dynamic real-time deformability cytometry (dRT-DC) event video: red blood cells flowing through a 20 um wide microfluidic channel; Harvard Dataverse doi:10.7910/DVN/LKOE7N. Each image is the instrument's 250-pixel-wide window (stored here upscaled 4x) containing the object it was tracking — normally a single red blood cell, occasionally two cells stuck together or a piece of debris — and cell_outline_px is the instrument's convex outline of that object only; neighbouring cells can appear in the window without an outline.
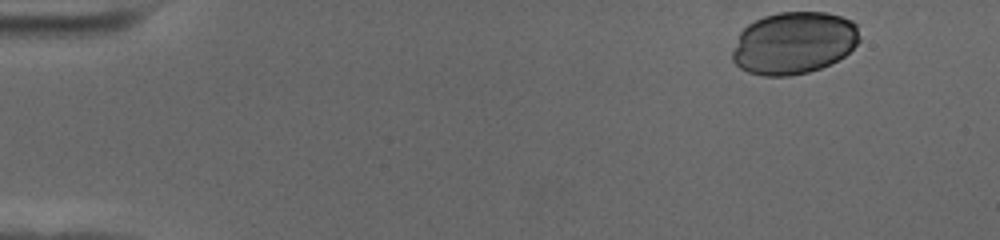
{"species": "human", "species_latin": "Homo sapiens", "temperature_condition": "cold", "stored_images_in_passage": 53, "camera_frame_rate_fps": 3000, "um_per_image_px": 0.085, "donor": {"sex": "female"}, "frame": {"image": 1, "passage_image": 1, "time_ms": 0.0, "image_size_px": [1000, 240], "cell_outline_px": [[860, 40], [844, 56], [820, 68], [808, 72], [788, 76], [764, 76], [748, 72], [740, 68], [732, 60], [732, 52], [740, 32], [748, 24], [764, 16], [780, 12], [824, 12], [840, 16], [852, 20], [856, 24]], "centroid_in_image_um": [67.46, 3.65], "position_along_channel_um": 17.5, "area_um2": 46.01}}
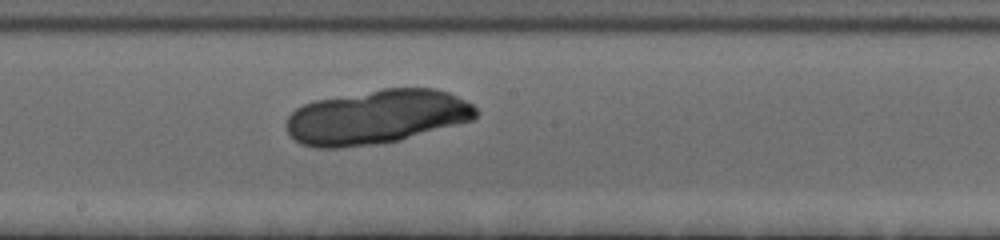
{"frame": {"image": 2, "passage_image": 28, "time_ms": 9.0, "image_size_px": [1000, 240], "cell_outline_px": [[480, 112], [472, 120], [400, 140], [380, 144], [340, 148], [316, 148], [300, 144], [288, 132], [288, 116], [296, 108], [304, 104], [316, 100], [384, 88], [436, 88], [448, 92], [472, 104]], "centroid_in_image_um": [32.03, 9.94], "position_along_channel_um": 216.2, "area_um2": 59.82}}
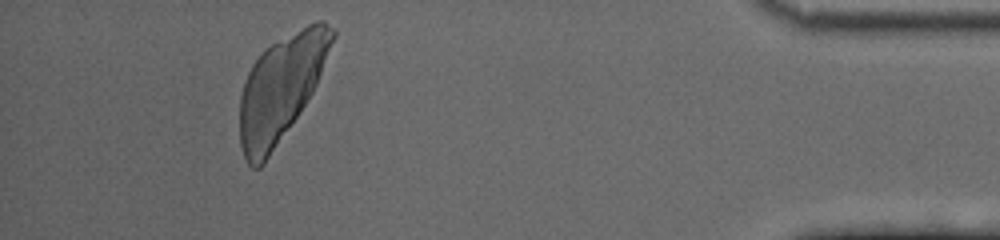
{"frame": {"image": 3, "passage_image": 49, "time_ms": 16.0, "image_size_px": [1000, 240], "cell_outline_px": [[336, 36], [316, 84], [312, 92], [264, 164], [260, 168], [252, 168], [248, 164], [244, 156], [240, 144], [240, 96], [248, 72], [252, 64], [264, 48], [308, 24], [316, 20], [324, 20], [336, 32]], "centroid_in_image_um": [23.87, 7.48], "position_along_channel_um": 411.3, "area_um2": 56.07}}